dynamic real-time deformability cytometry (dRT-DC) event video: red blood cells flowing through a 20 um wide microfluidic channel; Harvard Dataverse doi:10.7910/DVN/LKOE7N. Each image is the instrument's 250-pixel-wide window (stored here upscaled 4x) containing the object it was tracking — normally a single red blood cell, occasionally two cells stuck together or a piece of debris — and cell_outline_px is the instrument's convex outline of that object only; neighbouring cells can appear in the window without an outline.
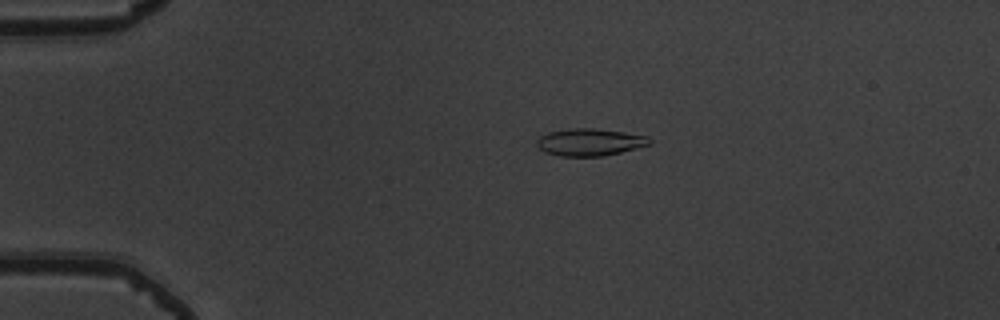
{"species": "common noctule bat (a hibernating species)", "species_latin": "Nyctalus noctula", "temperature_condition": "warm", "stored_images_in_passage": 5, "camera_frame_rate_fps": 3000, "um_per_image_px": 0.085, "animal": {"sex": "male", "body_mass_g": 19.5, "forearm_length_mm": 54.6}, "frame": {"image": 1, "passage_image": 3, "time_ms": 0.667, "image_size_px": [1000, 320], "cell_outline_px": [[652, 144], [604, 156], [560, 156], [544, 152], [536, 144], [536, 140], [540, 136], [548, 132], [572, 128], [592, 128], [624, 132], [648, 136], [652, 140]], "centroid_in_image_um": [50.13, 12.08], "position_along_channel_um": 34.9, "area_um2": 17.92}}